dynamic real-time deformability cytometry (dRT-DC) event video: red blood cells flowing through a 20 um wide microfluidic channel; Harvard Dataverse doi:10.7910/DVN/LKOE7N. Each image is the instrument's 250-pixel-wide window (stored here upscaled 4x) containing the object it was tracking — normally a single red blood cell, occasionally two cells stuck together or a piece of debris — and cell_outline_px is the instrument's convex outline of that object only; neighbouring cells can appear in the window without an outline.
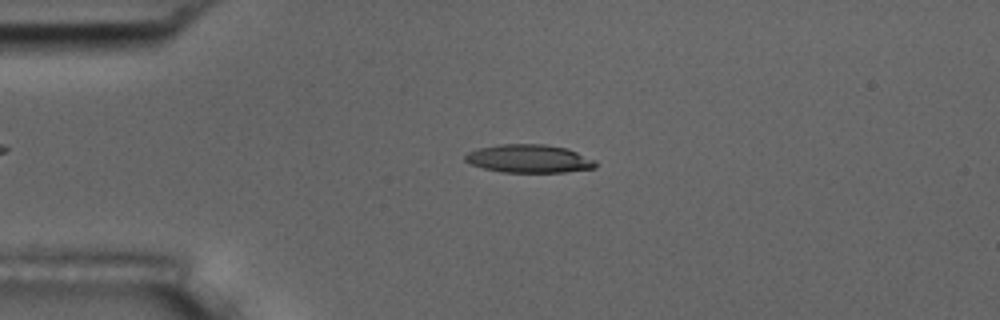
{"species": "common noctule bat (a hibernating species)", "species_latin": "Nyctalus noctula", "temperature_condition": "room temperature", "stored_images_in_passage": 54, "camera_frame_rate_fps": 3000, "um_per_image_px": 0.085, "animal": {"sex": "male", "body_mass_g": 17.5, "forearm_length_mm": 52.3}, "frame": {"image": 1, "passage_image": 12, "time_ms": 3.667, "image_size_px": [1000, 320], "cell_outline_px": [[596, 168], [564, 172], [500, 172], [484, 168], [472, 164], [464, 160], [464, 156], [468, 152], [476, 148], [500, 144], [544, 144], [568, 148], [596, 160]], "centroid_in_image_um": [44.97, 13.48], "position_along_channel_um": 40.0, "area_um2": 21.56}}
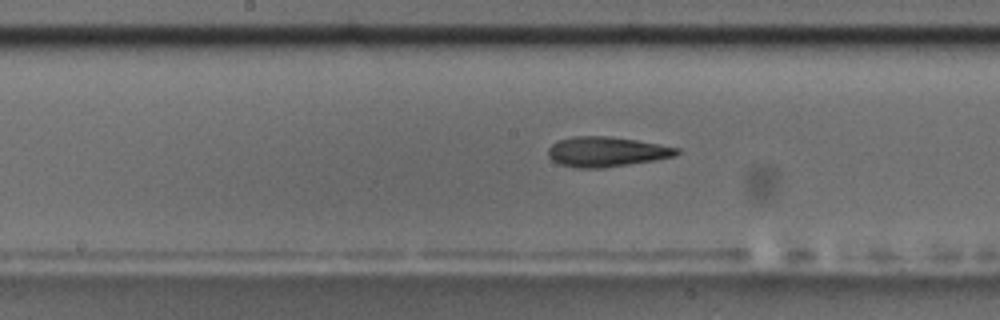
{"frame": {"image": 2, "passage_image": 27, "time_ms": 8.667, "image_size_px": [1000, 320], "cell_outline_px": [[680, 152], [676, 156], [628, 164], [600, 168], [580, 168], [560, 164], [552, 160], [548, 156], [548, 148], [556, 140], [572, 136], [608, 136], [636, 140], [680, 148]], "centroid_in_image_um": [51.52, 12.88], "position_along_channel_um": 196.7, "area_um2": 22.37}}
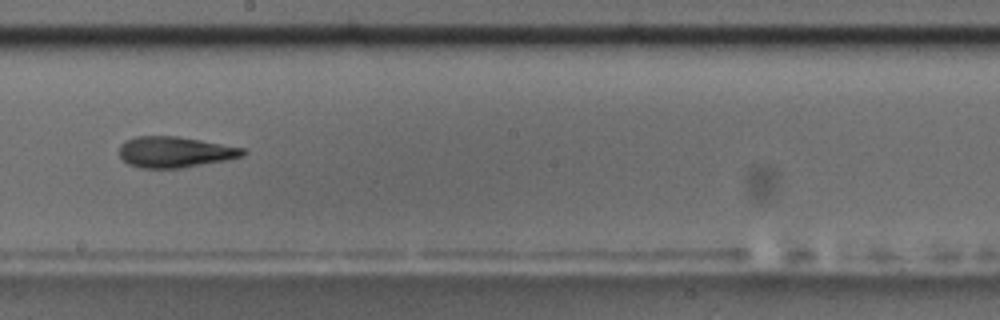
{"frame": {"image": 3, "passage_image": 30, "time_ms": 9.667, "image_size_px": [1000, 320], "cell_outline_px": [[248, 152], [244, 156], [224, 160], [180, 168], [140, 168], [128, 164], [120, 156], [120, 144], [124, 140], [136, 136], [176, 136], [200, 140], [244, 148]], "centroid_in_image_um": [14.85, 12.92], "position_along_channel_um": 233.4, "area_um2": 22.2}, "authors_computed_cell_mechanics": {"area_um2": 22.0218, "velocity_mm_per_s": 3.6927, "shape_relaxation_time_tau1_ms": 6.2874, "shape_relaxation_time_tau2_ms": 3.0611, "deformation_change_tau1": 0.2116, "deformation_change_tau2": 0.1369}}